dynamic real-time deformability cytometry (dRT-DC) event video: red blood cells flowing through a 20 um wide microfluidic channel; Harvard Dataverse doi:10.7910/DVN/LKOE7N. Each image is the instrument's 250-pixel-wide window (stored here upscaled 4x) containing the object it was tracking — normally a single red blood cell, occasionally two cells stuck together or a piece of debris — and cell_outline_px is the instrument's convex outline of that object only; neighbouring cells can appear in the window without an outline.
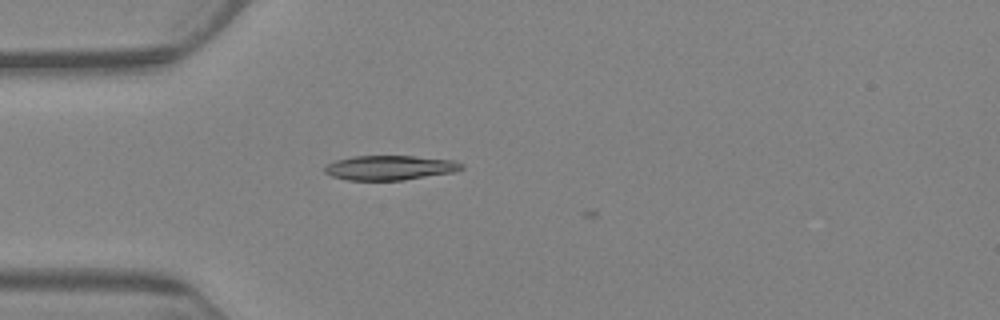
{"species": "Egyptian fruit bat (a non-hibernating species)", "species_latin": "Rousettus aegyptiacus", "temperature_condition": "warm", "stored_images_in_passage": 7, "camera_frame_rate_fps": 3000, "um_per_image_px": 0.085, "animal": {"sex": "female"}, "frame": {"image": 1, "passage_image": 6, "time_ms": 6.0, "image_size_px": [1000, 320], "cell_outline_px": [[464, 168], [456, 172], [404, 180], [348, 180], [332, 176], [324, 172], [324, 168], [328, 164], [336, 160], [352, 156], [412, 156], [456, 160], [464, 164]], "centroid_in_image_um": [33.19, 14.25], "position_along_channel_um": 51.8, "area_um2": 19.77}}